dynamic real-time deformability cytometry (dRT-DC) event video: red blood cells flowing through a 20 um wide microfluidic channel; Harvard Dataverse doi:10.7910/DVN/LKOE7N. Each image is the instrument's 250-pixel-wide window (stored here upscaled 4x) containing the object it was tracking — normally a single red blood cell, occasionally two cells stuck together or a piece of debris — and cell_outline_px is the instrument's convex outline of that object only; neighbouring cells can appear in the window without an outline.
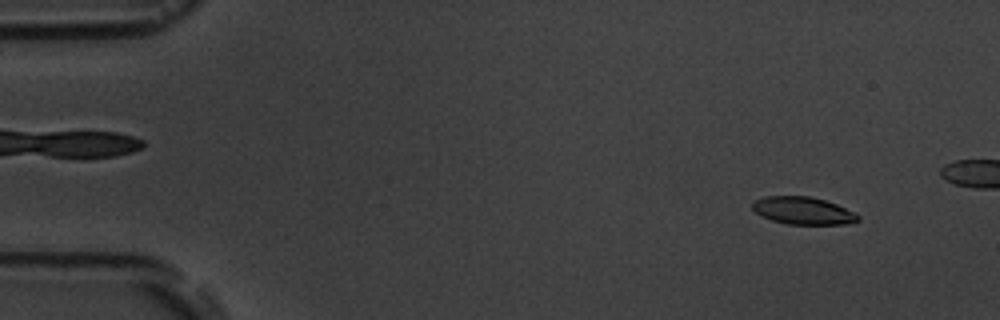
{"species": "common noctule bat (a hibernating species)", "species_latin": "Nyctalus noctula", "temperature_condition": "room temperature", "stored_images_in_passage": 4, "camera_frame_rate_fps": 3000, "um_per_image_px": 0.085, "animal": {"sex": "male", "body_mass_g": 19.5, "forearm_length_mm": 54.6}, "frame": {"image": 1, "passage_image": 1, "time_ms": 0.0, "image_size_px": [1000, 320], "cell_outline_px": [[860, 220], [844, 224], [788, 224], [772, 220], [760, 216], [752, 208], [752, 200], [764, 196], [808, 196], [824, 200], [836, 204], [856, 212], [860, 216]], "centroid_in_image_um": [68.24, 17.9], "position_along_channel_um": 16.8, "area_um2": 16.99}}